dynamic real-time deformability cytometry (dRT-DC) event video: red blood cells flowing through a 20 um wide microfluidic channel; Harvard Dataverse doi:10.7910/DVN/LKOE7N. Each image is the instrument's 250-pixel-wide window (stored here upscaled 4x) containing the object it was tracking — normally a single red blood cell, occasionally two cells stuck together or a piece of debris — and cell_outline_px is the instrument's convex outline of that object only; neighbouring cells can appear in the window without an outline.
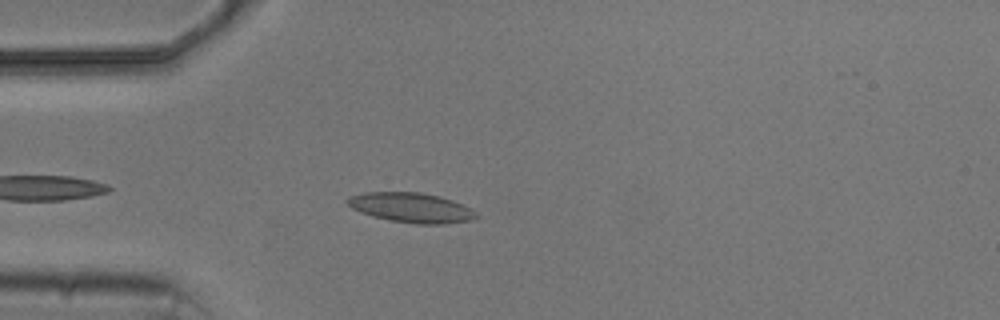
{"species": "common noctule bat (a hibernating species)", "species_latin": "Nyctalus noctula", "temperature_condition": "cold", "stored_images_in_passage": 6, "camera_frame_rate_fps": 3000, "um_per_image_px": 0.085, "animal": {"sex": "male", "body_mass_g": 20.5, "forearm_length_mm": 52.5}, "frame": {"image": 1, "passage_image": 4, "time_ms": 4.667, "image_size_px": [1000, 320], "cell_outline_px": [[480, 216], [472, 220], [444, 224], [416, 224], [392, 220], [360, 212], [352, 208], [344, 200], [352, 196], [364, 192], [420, 192], [440, 196], [452, 200], [476, 212]], "centroid_in_image_um": [34.97, 17.64], "position_along_channel_um": 50.0, "area_um2": 22.14}}
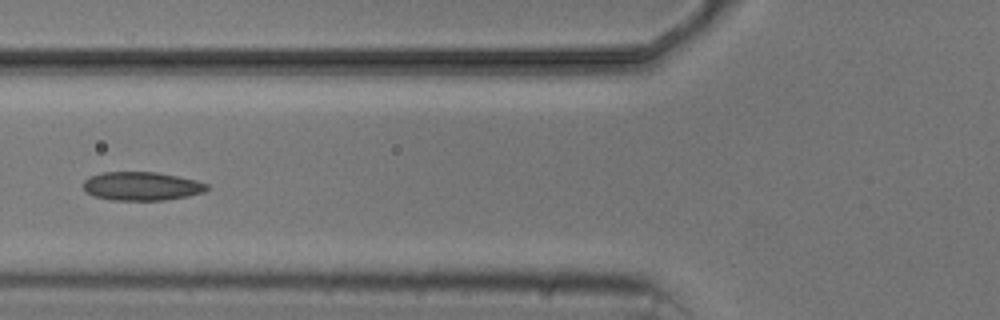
{"frame": {"image": 2, "passage_image": 6, "time_ms": 6.667, "image_size_px": [1000, 320], "cell_outline_px": [[208, 188], [204, 192], [188, 196], [164, 200], [112, 200], [92, 196], [84, 192], [84, 180], [88, 176], [104, 172], [156, 172], [196, 180], [208, 184]], "centroid_in_image_um": [12.0, 15.83], "position_along_channel_um": 113.8, "area_um2": 20.69}}